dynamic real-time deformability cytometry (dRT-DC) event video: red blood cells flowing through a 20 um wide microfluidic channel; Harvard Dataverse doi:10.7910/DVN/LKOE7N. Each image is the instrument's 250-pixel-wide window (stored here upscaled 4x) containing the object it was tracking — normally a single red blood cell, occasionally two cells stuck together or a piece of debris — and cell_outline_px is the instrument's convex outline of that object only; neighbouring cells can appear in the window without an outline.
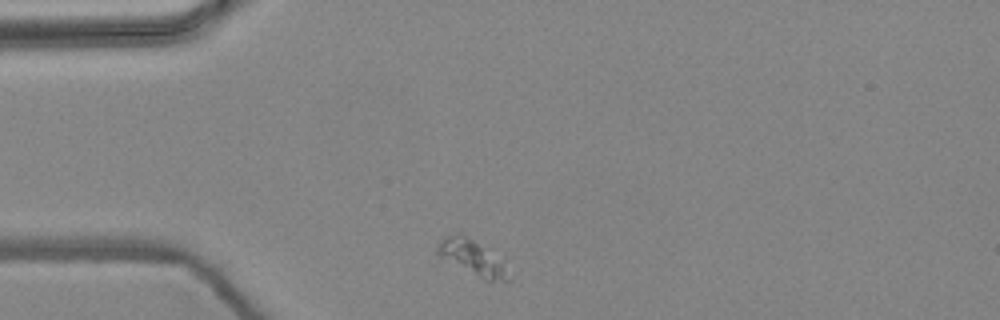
{"species": "common noctule bat (a hibernating species)", "species_latin": "Nyctalus noctula", "temperature_condition": "warm", "stored_images_in_passage": 12, "camera_frame_rate_fps": 3000, "um_per_image_px": 0.085, "animal": {"sex": "female", "body_mass_g": 24.6, "forearm_length_mm": 56.2}, "frame": {"image": 1, "passage_image": 1, "time_ms": 0.0, "image_size_px": [1000, 320], "cell_outline_px": [[512, 280], [484, 280], [440, 256], [436, 252], [436, 248], [440, 240], [456, 232], [460, 232], [472, 240], [500, 264]], "centroid_in_image_um": [40.01, 21.88], "position_along_channel_um": 45.0, "area_um2": 13.12}}
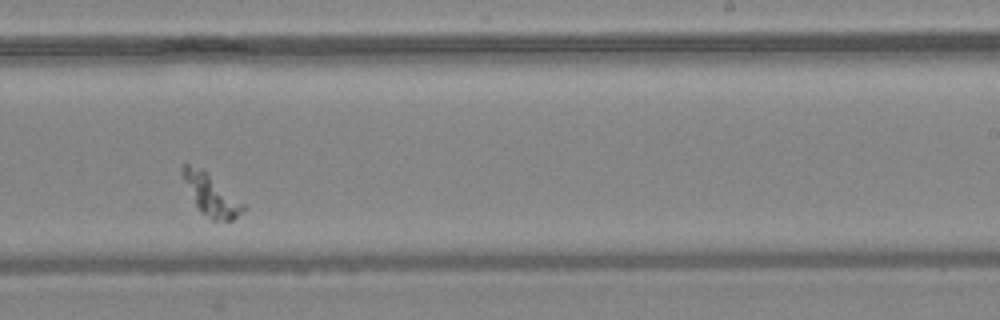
{"frame": {"image": 2, "passage_image": 7, "time_ms": 2.0, "image_size_px": [1000, 320], "cell_outline_px": [[244, 208], [232, 220], [212, 220], [200, 212], [184, 180], [180, 168], [180, 164], [188, 164], [200, 168], [244, 204]], "centroid_in_image_um": [17.89, 16.56], "position_along_channel_um": 271.1, "area_um2": 13.76}}
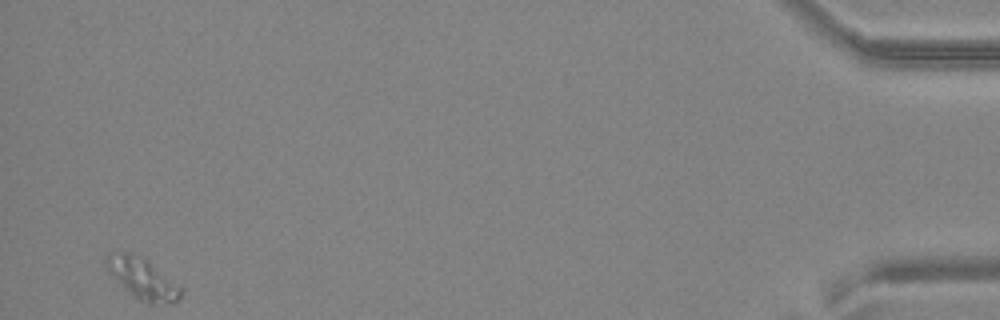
{"frame": {"image": 3, "passage_image": 12, "time_ms": 3.667, "image_size_px": [1000, 320], "cell_outline_px": [[184, 288], [180, 296], [176, 300], [152, 304], [148, 304], [140, 300], [108, 272], [104, 260], [112, 252], [132, 252], [148, 260], [184, 284]], "centroid_in_image_um": [12.2, 23.63], "position_along_channel_um": 423.0, "area_um2": 17.92}}